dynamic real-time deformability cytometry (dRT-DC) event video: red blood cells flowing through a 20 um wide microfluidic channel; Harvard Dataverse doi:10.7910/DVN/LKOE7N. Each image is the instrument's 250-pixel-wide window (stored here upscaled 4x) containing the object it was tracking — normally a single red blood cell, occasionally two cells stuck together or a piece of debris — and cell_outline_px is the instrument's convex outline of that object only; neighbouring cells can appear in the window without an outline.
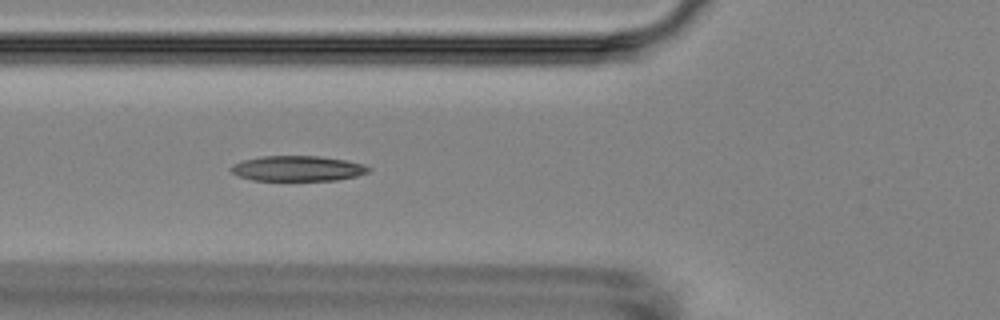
{"species": "Egyptian fruit bat (a non-hibernating species)", "species_latin": "Rousettus aegyptiacus", "temperature_condition": "room temperature", "stored_images_in_passage": 5, "camera_frame_rate_fps": 3000, "um_per_image_px": 0.085, "animal": {"sex": "female"}, "frame": {"image": 1, "passage_image": 5, "time_ms": 4.667, "image_size_px": [1000, 320], "cell_outline_px": [[372, 168], [368, 172], [356, 176], [336, 180], [252, 180], [240, 176], [232, 172], [228, 168], [232, 164], [240, 160], [260, 156], [316, 156], [344, 160], [364, 164]], "centroid_in_image_um": [25.26, 14.31], "position_along_channel_um": 100.5, "area_um2": 20.29}}